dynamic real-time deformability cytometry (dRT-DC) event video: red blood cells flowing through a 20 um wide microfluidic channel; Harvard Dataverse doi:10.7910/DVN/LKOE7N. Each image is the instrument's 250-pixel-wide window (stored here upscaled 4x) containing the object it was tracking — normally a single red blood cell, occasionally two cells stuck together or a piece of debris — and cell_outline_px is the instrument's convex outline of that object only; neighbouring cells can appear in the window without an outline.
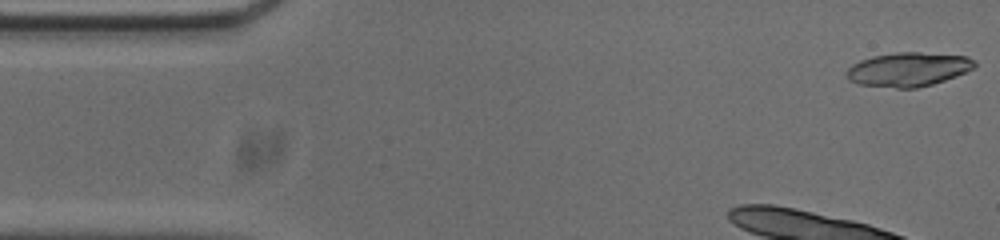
{"species": "common noctule bat (a hibernating species)", "species_latin": "Nyctalus noctula", "temperature_condition": "cold", "stored_images_in_passage": 11, "camera_frame_rate_fps": 3000, "um_per_image_px": 0.085, "animal": {"sex": "male", "body_mass_g": 20.0, "forearm_length_mm": 53.3}, "frame": {"image": 1, "passage_image": 1, "time_ms": 0.0, "image_size_px": [1000, 240], "cell_outline_px": [[976, 68], [956, 76], [932, 84], [916, 88], [896, 88], [856, 84], [848, 80], [844, 76], [844, 72], [852, 64], [860, 60], [872, 56], [896, 52], [920, 52], [968, 56], [976, 60]], "centroid_in_image_um": [77.18, 5.89], "position_along_channel_um": 7.8, "area_um2": 25.78}}